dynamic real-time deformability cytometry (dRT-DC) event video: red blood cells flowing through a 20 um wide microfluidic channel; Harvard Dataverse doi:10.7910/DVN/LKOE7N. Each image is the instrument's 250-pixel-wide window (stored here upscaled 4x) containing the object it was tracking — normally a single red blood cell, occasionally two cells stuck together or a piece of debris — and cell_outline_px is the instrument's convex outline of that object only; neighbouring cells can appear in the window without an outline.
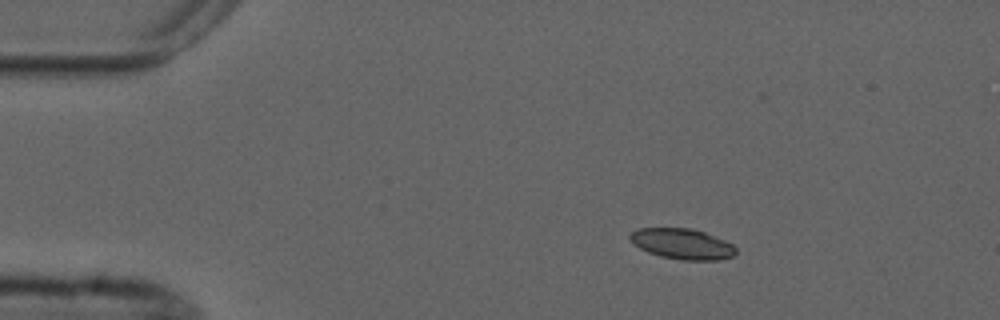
{"species": "common noctule bat (a hibernating species)", "species_latin": "Nyctalus noctula", "temperature_condition": "cold", "stored_images_in_passage": 4, "camera_frame_rate_fps": 3000, "um_per_image_px": 0.085, "animal": {"sex": "male", "forearm_length_mm": 52.5}, "frame": {"image": 1, "passage_image": 1, "time_ms": 0.0, "image_size_px": [1000, 320], "cell_outline_px": [[736, 252], [732, 256], [720, 260], [680, 260], [660, 256], [648, 252], [640, 248], [628, 236], [632, 232], [640, 228], [692, 228], [704, 232], [724, 240], [732, 244], [736, 248]], "centroid_in_image_um": [58.01, 20.73], "position_along_channel_um": 27.0, "area_um2": 18.73}}
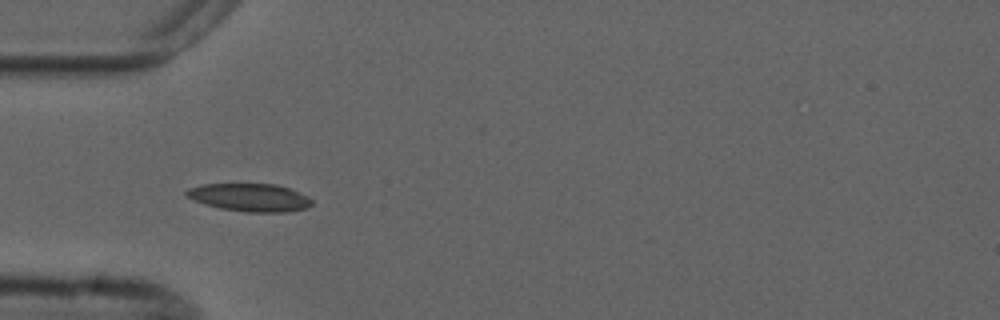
{"frame": {"image": 2, "passage_image": 3, "time_ms": 2.667, "image_size_px": [1000, 320], "cell_outline_px": [[312, 204], [308, 208], [288, 212], [248, 212], [220, 208], [204, 204], [188, 196], [184, 192], [188, 188], [200, 184], [276, 184], [300, 192], [312, 200]], "centroid_in_image_um": [21.25, 16.78], "position_along_channel_um": 63.7, "area_um2": 20.35}}
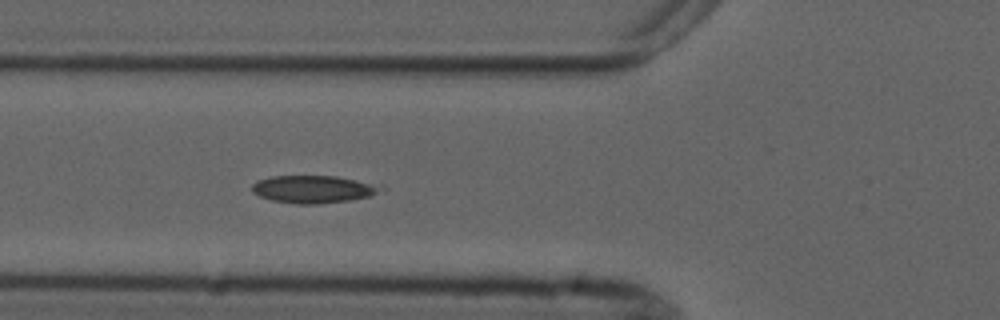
{"frame": {"image": 3, "passage_image": 4, "time_ms": 3.667, "image_size_px": [1000, 320], "cell_outline_px": [[388, 188], [368, 196], [348, 200], [320, 204], [296, 204], [272, 200], [260, 196], [252, 192], [252, 184], [260, 180], [272, 176], [336, 176], [356, 180]], "centroid_in_image_um": [26.61, 16.08], "position_along_channel_um": 99.2, "area_um2": 20.4}}